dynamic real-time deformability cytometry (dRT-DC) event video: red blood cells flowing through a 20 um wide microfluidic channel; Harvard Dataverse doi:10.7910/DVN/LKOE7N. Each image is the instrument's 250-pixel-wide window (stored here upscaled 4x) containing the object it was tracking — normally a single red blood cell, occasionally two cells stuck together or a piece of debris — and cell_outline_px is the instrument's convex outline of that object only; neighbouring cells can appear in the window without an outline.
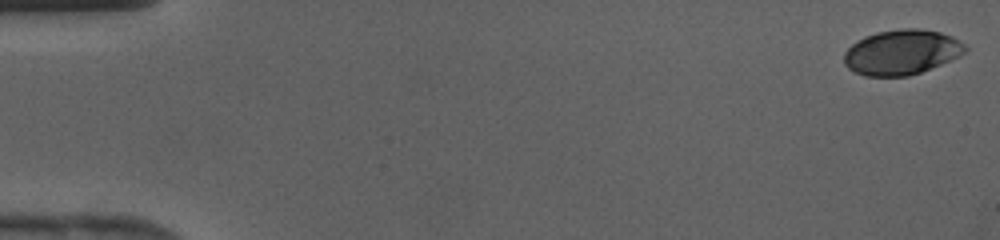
{"species": "human", "species_latin": "Homo sapiens", "temperature_condition": "cold", "stored_images_in_passage": 43, "camera_frame_rate_fps": 3000, "um_per_image_px": 0.085, "donor": {"sex": "female"}, "frame": {"image": 1, "passage_image": 1, "time_ms": 0.0, "image_size_px": [1000, 240], "cell_outline_px": [[968, 48], [960, 56], [920, 72], [908, 76], [864, 76], [848, 68], [844, 64], [844, 52], [856, 40], [864, 36], [876, 32], [900, 28], [920, 28], [940, 32], [952, 36], [964, 44]], "centroid_in_image_um": [76.62, 4.42], "position_along_channel_um": 8.4, "area_um2": 31.85}}
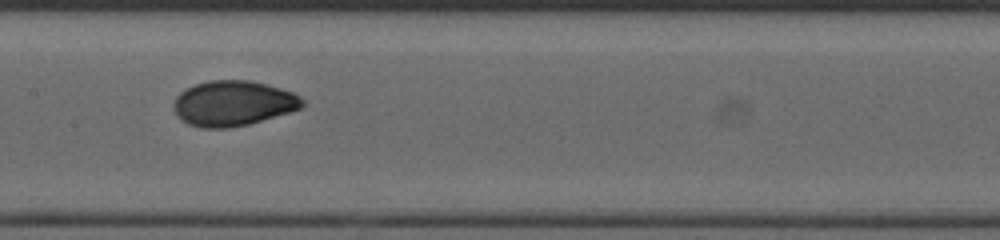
{"frame": {"image": 2, "passage_image": 22, "time_ms": 7.0, "image_size_px": [1000, 240], "cell_outline_px": [[304, 104], [300, 108], [288, 112], [248, 124], [228, 128], [200, 128], [188, 124], [180, 120], [176, 116], [172, 104], [176, 96], [180, 92], [196, 84], [208, 80], [248, 80], [280, 88], [292, 92], [300, 96], [304, 100]], "centroid_in_image_um": [19.76, 8.79], "position_along_channel_um": 187.6, "area_um2": 33.87}}
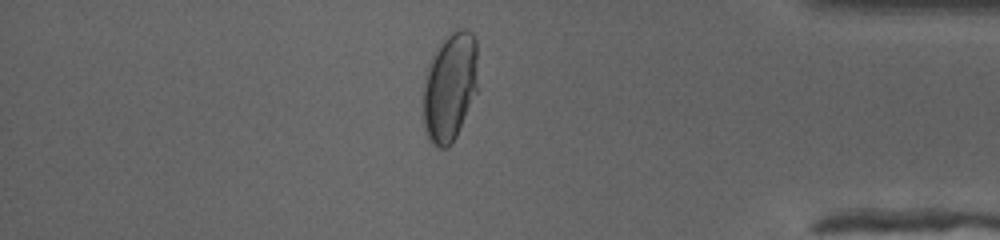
{"frame": {"image": 3, "passage_image": 37, "time_ms": 12.0, "image_size_px": [1000, 240], "cell_outline_px": [[476, 92], [456, 136], [452, 144], [448, 148], [440, 148], [432, 144], [428, 136], [424, 124], [424, 84], [432, 60], [436, 52], [444, 40], [452, 32], [460, 28], [464, 28], [472, 32], [476, 40]], "centroid_in_image_um": [38.26, 7.42], "position_along_channel_um": 396.9, "area_um2": 33.7}}